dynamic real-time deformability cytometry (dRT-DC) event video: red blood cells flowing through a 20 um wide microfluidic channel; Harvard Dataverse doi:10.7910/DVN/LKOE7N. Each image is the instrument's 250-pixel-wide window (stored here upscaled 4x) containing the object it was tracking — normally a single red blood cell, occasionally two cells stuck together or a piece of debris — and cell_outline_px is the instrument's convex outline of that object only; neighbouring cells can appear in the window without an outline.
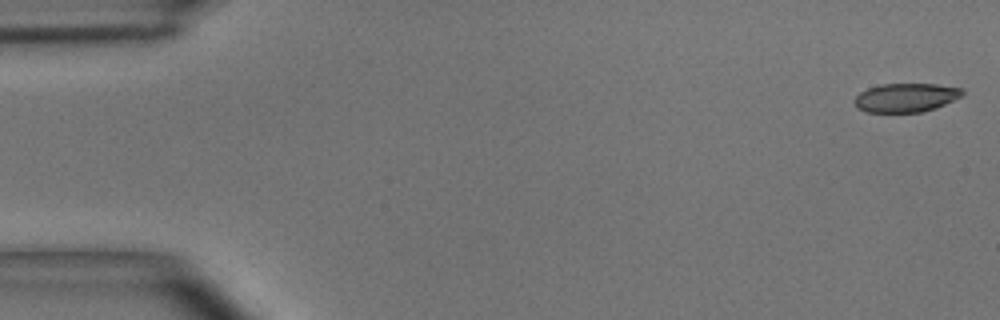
{"species": "common noctule bat (a hibernating species)", "species_latin": "Nyctalus noctula", "temperature_condition": "room temperature", "stored_images_in_passage": 19, "camera_frame_rate_fps": 3000, "um_per_image_px": 0.085, "animal": {"sex": "male", "body_mass_g": 15.6}, "frame": {"image": 1, "passage_image": 1, "time_ms": 0.0, "image_size_px": [1000, 320], "cell_outline_px": [[964, 92], [960, 96], [936, 108], [920, 112], [868, 112], [856, 108], [852, 100], [860, 92], [868, 88], [880, 84], [936, 84], [964, 88]], "centroid_in_image_um": [76.96, 8.29], "position_along_channel_um": 8.0, "area_um2": 18.15}}
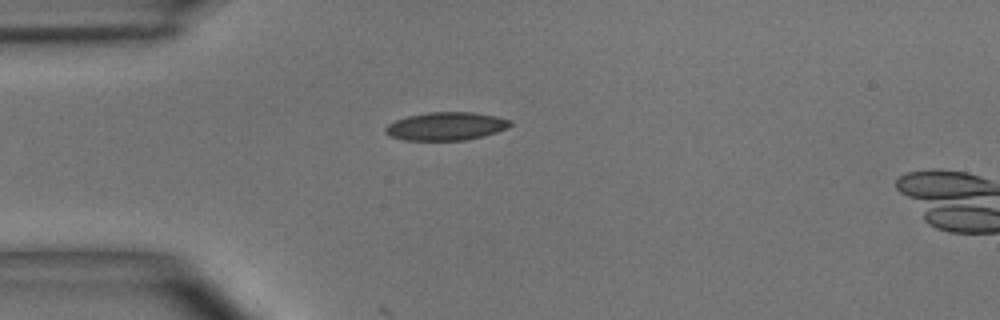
{"frame": {"image": 2, "passage_image": 13, "time_ms": 4.0, "image_size_px": [1000, 320], "cell_outline_px": [[512, 124], [508, 128], [484, 136], [464, 140], [404, 140], [392, 136], [384, 132], [384, 128], [388, 124], [396, 120], [408, 116], [428, 112], [472, 112], [496, 116], [512, 120]], "centroid_in_image_um": [37.94, 10.72], "position_along_channel_um": 47.1, "area_um2": 20.46}}
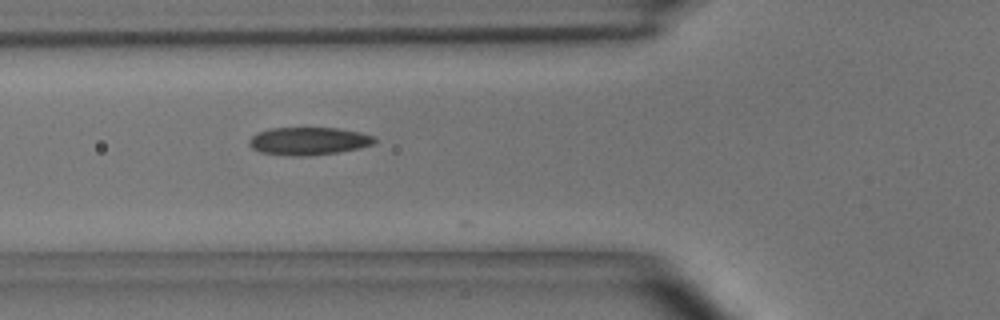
{"frame": {"image": 3, "passage_image": 18, "time_ms": 5.667, "image_size_px": [1000, 320], "cell_outline_px": [[376, 140], [372, 144], [360, 148], [336, 152], [308, 156], [292, 156], [260, 152], [252, 148], [248, 144], [248, 140], [256, 132], [268, 128], [340, 128], [360, 132], [372, 136]], "centroid_in_image_um": [26.18, 11.98], "position_along_channel_um": 99.6, "area_um2": 20.35}}